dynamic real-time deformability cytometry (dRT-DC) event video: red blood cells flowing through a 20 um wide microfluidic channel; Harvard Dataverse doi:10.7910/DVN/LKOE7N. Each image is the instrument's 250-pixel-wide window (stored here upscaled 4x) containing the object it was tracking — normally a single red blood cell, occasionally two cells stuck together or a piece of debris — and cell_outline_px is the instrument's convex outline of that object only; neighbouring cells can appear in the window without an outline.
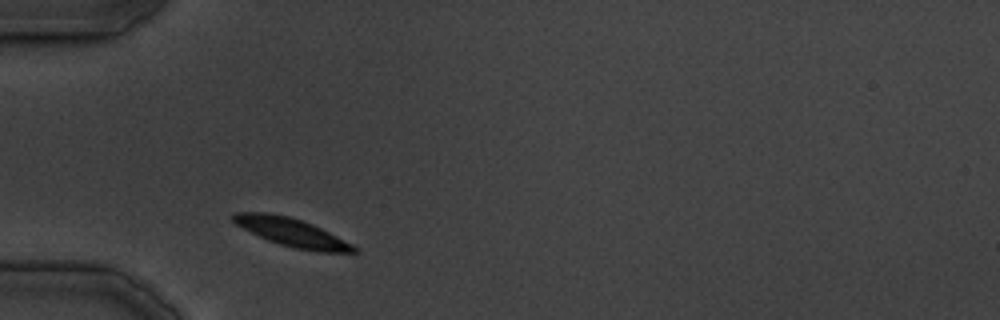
{"species": "common noctule bat (a hibernating species)", "species_latin": "Nyctalus noctula", "temperature_condition": "cold", "stored_images_in_passage": 29, "camera_frame_rate_fps": 3000, "um_per_image_px": 0.085, "animal": {"sex": "male", "body_mass_g": 19.5, "forearm_length_mm": 54.6}, "frame": {"image": 1, "passage_image": 1, "time_ms": 0.0, "image_size_px": [1000, 320], "cell_outline_px": [[360, 252], [320, 252], [296, 248], [280, 244], [268, 240], [236, 224], [232, 220], [232, 216], [236, 212], [264, 212], [288, 216], [312, 224], [352, 244]], "centroid_in_image_um": [24.8, 19.75], "position_along_channel_um": 60.2, "area_um2": 19.36}}
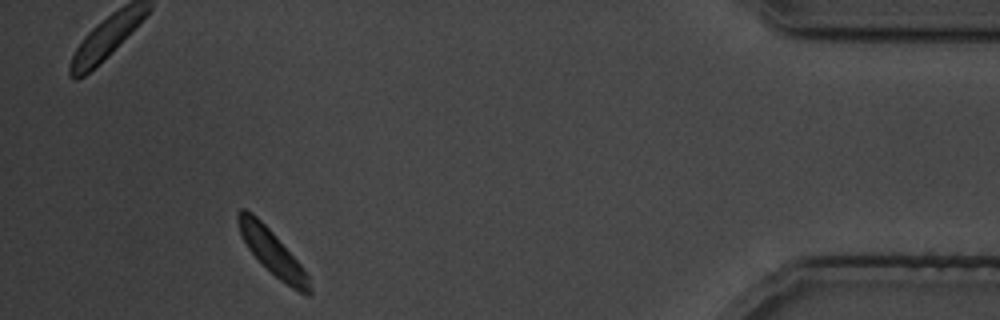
{"frame": {"image": 2, "passage_image": 25, "time_ms": 29.667, "image_size_px": [1000, 320], "cell_outline_px": [[312, 292], [308, 296], [292, 288], [280, 280], [248, 248], [240, 232], [236, 220], [236, 212], [240, 208], [244, 208], [252, 212], [272, 232], [300, 264], [308, 276]], "centroid_in_image_um": [23.12, 21.41], "position_along_channel_um": 412.1, "area_um2": 18.03}}